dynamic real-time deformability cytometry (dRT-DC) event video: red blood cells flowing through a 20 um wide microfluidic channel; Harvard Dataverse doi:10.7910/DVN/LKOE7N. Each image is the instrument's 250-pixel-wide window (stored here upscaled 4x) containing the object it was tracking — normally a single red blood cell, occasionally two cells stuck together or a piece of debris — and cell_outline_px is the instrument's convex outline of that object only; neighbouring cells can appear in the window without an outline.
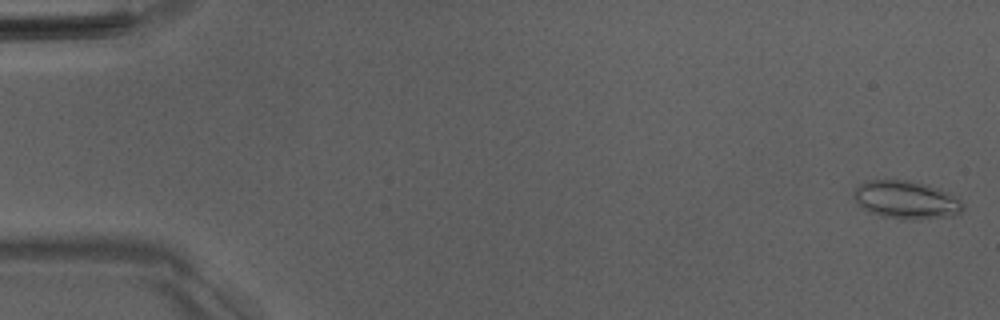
{"species": "Egyptian fruit bat (a non-hibernating species)", "species_latin": "Rousettus aegyptiacus", "temperature_condition": "room temperature", "stored_images_in_passage": 52, "camera_frame_rate_fps": 3000, "um_per_image_px": 0.085, "animal": {"sex": "male"}, "frame": {"image": 1, "passage_image": 1, "time_ms": 0.0, "image_size_px": [1000, 320], "cell_outline_px": [[964, 208], [960, 212], [952, 216], [904, 220], [900, 220], [884, 216], [872, 212], [864, 208], [852, 196], [852, 192], [864, 180], [908, 180], [928, 184], [940, 188], [960, 196], [964, 204]], "centroid_in_image_um": [77.09, 16.97], "position_along_channel_um": 7.9, "area_um2": 24.51}}
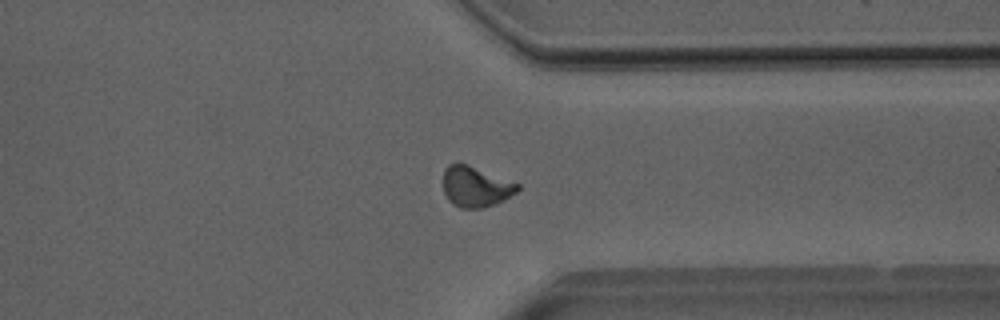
{"frame": {"image": 2, "passage_image": 40, "time_ms": 13.0, "image_size_px": [1000, 320], "cell_outline_px": [[520, 188], [516, 192], [504, 200], [496, 204], [484, 208], [460, 208], [452, 204], [448, 200], [444, 192], [444, 168], [448, 164], [468, 164], [520, 184]], "centroid_in_image_um": [40.44, 15.88], "position_along_channel_um": 371.0, "area_um2": 17.63}}
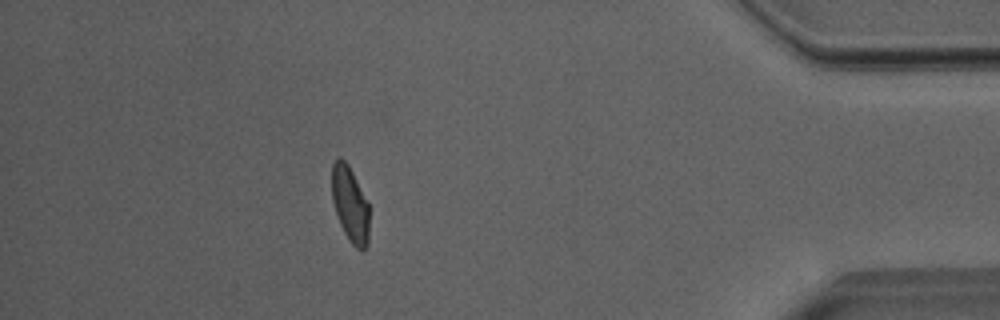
{"frame": {"image": 3, "passage_image": 46, "time_ms": 15.0, "image_size_px": [1000, 320], "cell_outline_px": [[368, 244], [364, 252], [360, 252], [348, 240], [340, 224], [332, 200], [332, 164], [340, 156], [348, 164], [368, 200]], "centroid_in_image_um": [29.77, 17.39], "position_along_channel_um": 405.4, "area_um2": 16.65}, "authors_computed_cell_mechanics": {"area_um2": 17.6001, "velocity_mm_per_s": 3.9949, "shape_relaxation_time_tau1_ms": 8.2067, "shape_relaxation_time_tau2_ms": 1.5826, "deformation_change_tau1": 0.2069, "deformation_change_tau2": 0.0798}}